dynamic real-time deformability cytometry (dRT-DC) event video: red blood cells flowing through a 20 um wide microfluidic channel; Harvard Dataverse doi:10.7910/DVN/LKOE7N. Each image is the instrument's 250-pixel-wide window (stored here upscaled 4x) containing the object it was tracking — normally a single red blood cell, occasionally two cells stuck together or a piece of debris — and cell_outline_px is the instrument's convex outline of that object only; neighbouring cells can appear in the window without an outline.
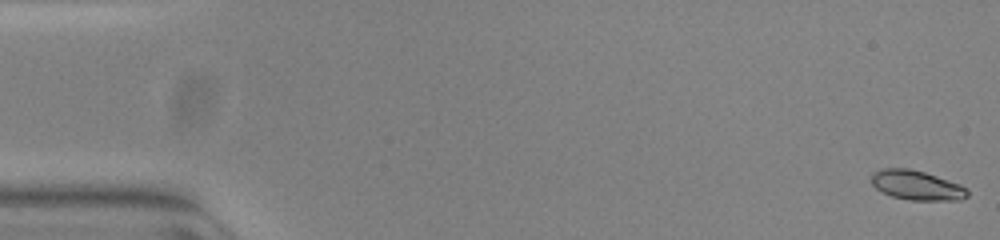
{"species": "common noctule bat (a hibernating species)", "species_latin": "Nyctalus noctula", "temperature_condition": "warm", "stored_images_in_passage": 10, "camera_frame_rate_fps": 3000, "um_per_image_px": 0.085, "animal": {"sex": "female", "body_mass_g": 23.0, "forearm_length_mm": 53.4}, "frame": {"image": 1, "passage_image": 1, "time_ms": 0.0, "image_size_px": [1000, 240], "cell_outline_px": [[968, 196], [960, 200], [912, 200], [892, 196], [876, 188], [872, 184], [872, 172], [884, 168], [908, 168], [924, 172], [960, 184], [968, 188]], "centroid_in_image_um": [77.94, 15.74], "position_along_channel_um": 7.1, "area_um2": 16.42}}